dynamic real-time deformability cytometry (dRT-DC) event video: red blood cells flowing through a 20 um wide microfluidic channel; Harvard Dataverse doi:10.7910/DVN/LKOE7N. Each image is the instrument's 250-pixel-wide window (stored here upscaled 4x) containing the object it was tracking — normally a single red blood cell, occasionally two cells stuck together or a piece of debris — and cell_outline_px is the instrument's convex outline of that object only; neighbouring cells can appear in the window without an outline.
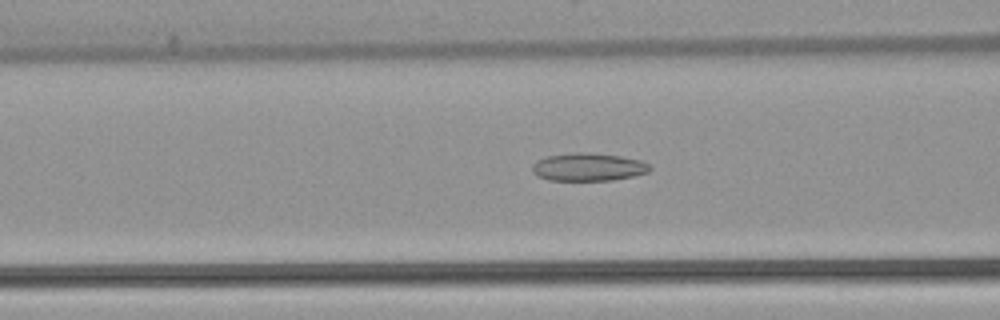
{"species": "common noctule bat (a hibernating species)", "species_latin": "Nyctalus noctula", "temperature_condition": "warm", "stored_images_in_passage": 52, "camera_frame_rate_fps": 3000, "um_per_image_px": 0.085, "animal": {"sex": "female", "body_mass_g": 22.7, "forearm_length_mm": 54.2}, "frame": {"image": 1, "passage_image": 20, "time_ms": 6.333, "image_size_px": [1000, 320], "cell_outline_px": [[652, 168], [648, 172], [632, 176], [612, 180], [548, 180], [536, 176], [532, 172], [532, 164], [536, 160], [544, 156], [572, 152], [588, 152], [620, 156], [640, 160], [648, 164]], "centroid_in_image_um": [49.94, 14.18], "position_along_channel_um": 116.7, "area_um2": 19.31}}
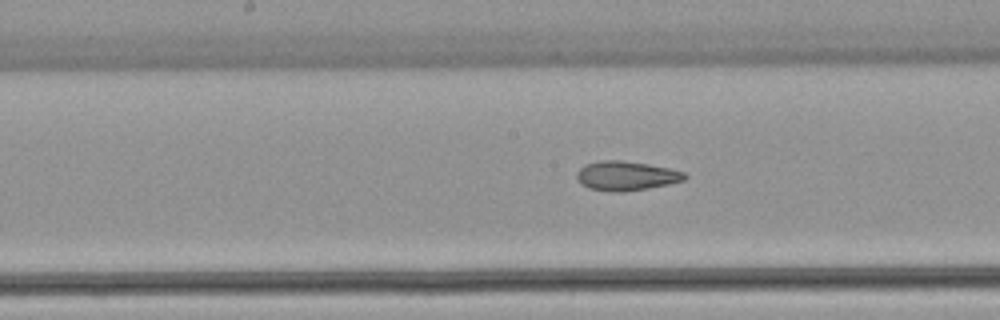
{"frame": {"image": 2, "passage_image": 26, "time_ms": 8.333, "image_size_px": [1000, 320], "cell_outline_px": [[688, 176], [684, 180], [668, 184], [648, 188], [616, 192], [612, 192], [588, 188], [580, 184], [576, 176], [576, 172], [584, 164], [600, 160], [620, 160], [648, 164], [672, 168], [684, 172]], "centroid_in_image_um": [53.21, 14.93], "position_along_channel_um": 195.0, "area_um2": 18.55}}
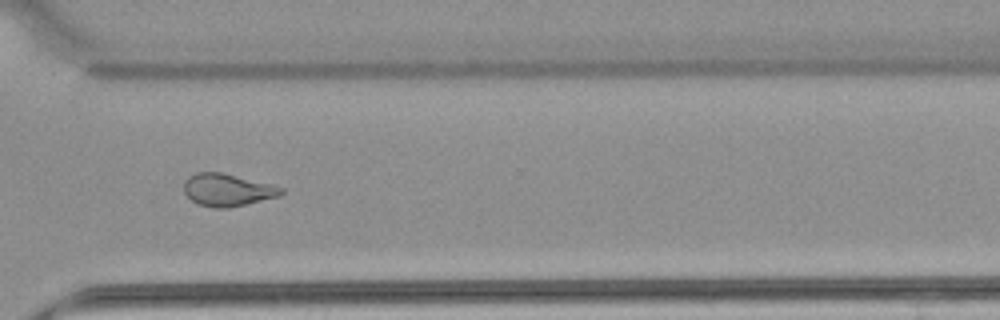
{"frame": {"image": 3, "passage_image": 38, "time_ms": 12.333, "image_size_px": [1000, 320], "cell_outline_px": [[284, 192], [280, 196], [228, 208], [216, 208], [200, 204], [192, 200], [184, 192], [184, 180], [188, 176], [196, 172], [220, 172], [284, 188]], "centroid_in_image_um": [19.3, 16.14], "position_along_channel_um": 351.3, "area_um2": 18.09}, "authors_computed_cell_mechanics": {"area_um2": 19.6809, "velocity_mm_per_s": 3.9099, "shape_relaxation_time_tau1_ms": null, "shape_relaxation_time_tau2_ms": 3.6909, "deformation_change_tau1": null, "deformation_change_tau2": 0.1168}}